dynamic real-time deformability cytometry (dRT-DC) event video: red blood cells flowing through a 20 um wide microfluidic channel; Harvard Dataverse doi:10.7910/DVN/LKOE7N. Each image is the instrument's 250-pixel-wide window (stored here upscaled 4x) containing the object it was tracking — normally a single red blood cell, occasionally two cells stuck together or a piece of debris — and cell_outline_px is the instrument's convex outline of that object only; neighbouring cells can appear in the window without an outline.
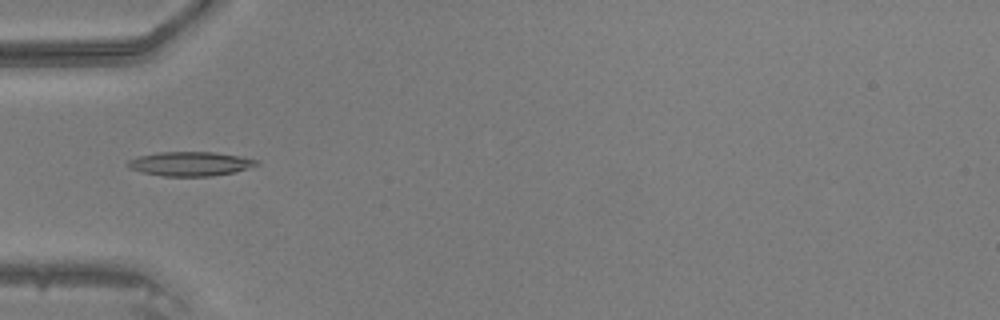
{"species": "common noctule bat (a hibernating species)", "species_latin": "Nyctalus noctula", "temperature_condition": "warm", "stored_images_in_passage": 18, "camera_frame_rate_fps": 3000, "um_per_image_px": 0.085, "animal": {"sex": "male", "body_mass_g": 20.5, "forearm_length_mm": 52.5}, "frame": {"image": 1, "passage_image": 2, "time_ms": 0.333, "image_size_px": [1000, 320], "cell_outline_px": [[260, 164], [236, 172], [212, 176], [164, 176], [144, 172], [128, 168], [124, 164], [128, 160], [140, 156], [156, 152], [212, 152], [240, 156], [260, 160]], "centroid_in_image_um": [16.19, 13.92], "position_along_channel_um": 68.8, "area_um2": 18.26}}
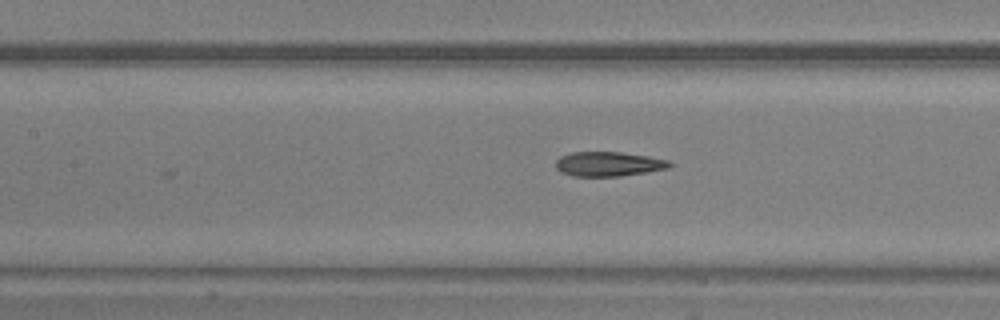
{"frame": {"image": 2, "passage_image": 8, "time_ms": 2.333, "image_size_px": [1000, 320], "cell_outline_px": [[672, 164], [668, 168], [620, 176], [572, 176], [560, 172], [556, 168], [556, 160], [560, 156], [572, 152], [620, 152], [648, 156], [668, 160]], "centroid_in_image_um": [51.68, 13.94], "position_along_channel_um": 155.7, "area_um2": 16.18}}
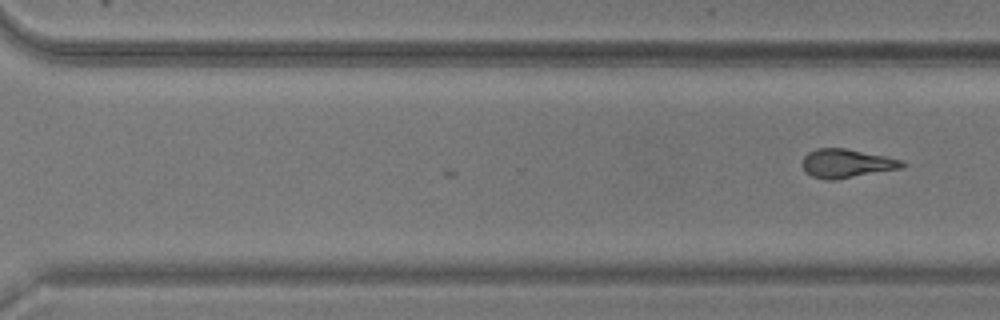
{"frame": {"image": 3, "passage_image": 18, "time_ms": 5.667, "image_size_px": [1000, 320], "cell_outline_px": [[908, 164], [904, 168], [832, 180], [828, 180], [812, 176], [804, 172], [804, 156], [808, 152], [816, 148], [844, 148], [904, 160]], "centroid_in_image_um": [72.0, 13.89], "position_along_channel_um": 298.6, "area_um2": 16.65}}